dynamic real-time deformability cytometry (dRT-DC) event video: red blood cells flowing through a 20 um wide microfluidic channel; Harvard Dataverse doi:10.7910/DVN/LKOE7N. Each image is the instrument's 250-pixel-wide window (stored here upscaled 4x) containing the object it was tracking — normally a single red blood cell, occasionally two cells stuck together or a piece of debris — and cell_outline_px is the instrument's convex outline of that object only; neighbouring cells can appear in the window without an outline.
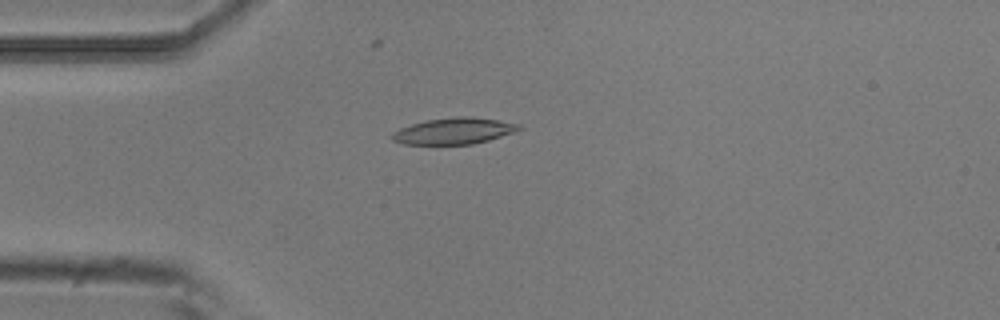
{"species": "common noctule bat (a hibernating species)", "species_latin": "Nyctalus noctula", "temperature_condition": "room temperature", "stored_images_in_passage": 5, "camera_frame_rate_fps": 3000, "um_per_image_px": 0.085, "animal": {"sex": "male", "body_mass_g": 20.5, "forearm_length_mm": 52.5}, "frame": {"image": 1, "passage_image": 3, "time_ms": 0.667, "image_size_px": [1000, 320], "cell_outline_px": [[524, 128], [488, 140], [472, 144], [404, 144], [392, 140], [392, 132], [400, 128], [412, 124], [428, 120], [456, 116], [468, 116], [500, 120], [520, 124]], "centroid_in_image_um": [38.59, 11.12], "position_along_channel_um": 46.4, "area_um2": 19.31}}